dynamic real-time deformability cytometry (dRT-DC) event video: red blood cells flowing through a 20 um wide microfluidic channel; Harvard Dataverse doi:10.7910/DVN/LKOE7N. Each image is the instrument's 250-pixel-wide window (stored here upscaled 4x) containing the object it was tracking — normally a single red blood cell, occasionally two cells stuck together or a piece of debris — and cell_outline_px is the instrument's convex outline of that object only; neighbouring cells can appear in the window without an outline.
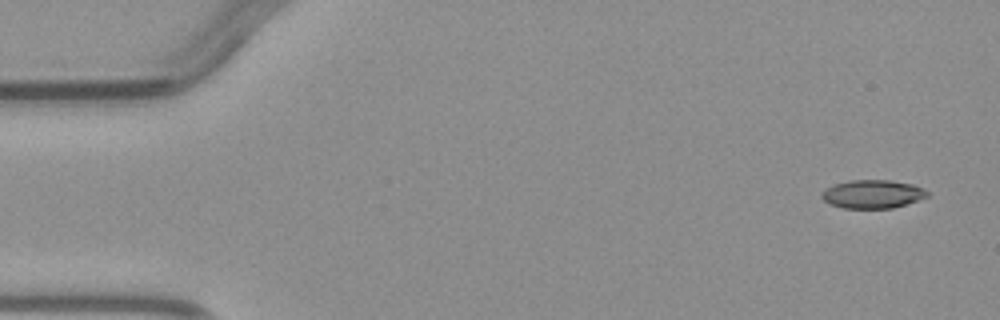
{"species": "common noctule bat (a hibernating species)", "species_latin": "Nyctalus noctula", "temperature_condition": "warm", "stored_images_in_passage": 4, "camera_frame_rate_fps": 3000, "um_per_image_px": 0.085, "animal": {"sex": "male", "body_mass_g": 23.1, "forearm_length_mm": 52.7}, "frame": {"image": 1, "passage_image": 1, "time_ms": 0.0, "image_size_px": [1000, 320], "cell_outline_px": [[928, 196], [892, 208], [844, 208], [828, 204], [820, 196], [828, 188], [836, 184], [852, 180], [888, 180], [912, 184], [924, 188], [928, 192]], "centroid_in_image_um": [74.17, 16.5], "position_along_channel_um": 10.8, "area_um2": 17.17}}
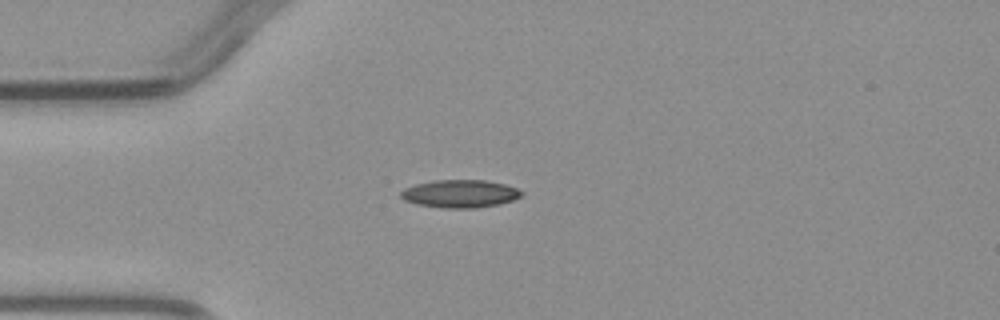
{"frame": {"image": 2, "passage_image": 4, "time_ms": 3.333, "image_size_px": [1000, 320], "cell_outline_px": [[524, 196], [500, 204], [476, 208], [444, 208], [416, 204], [404, 200], [400, 196], [400, 192], [404, 188], [416, 184], [432, 180], [484, 180], [504, 184], [516, 188], [524, 192]], "centroid_in_image_um": [39.11, 16.47], "position_along_channel_um": 45.9, "area_um2": 19.71}}